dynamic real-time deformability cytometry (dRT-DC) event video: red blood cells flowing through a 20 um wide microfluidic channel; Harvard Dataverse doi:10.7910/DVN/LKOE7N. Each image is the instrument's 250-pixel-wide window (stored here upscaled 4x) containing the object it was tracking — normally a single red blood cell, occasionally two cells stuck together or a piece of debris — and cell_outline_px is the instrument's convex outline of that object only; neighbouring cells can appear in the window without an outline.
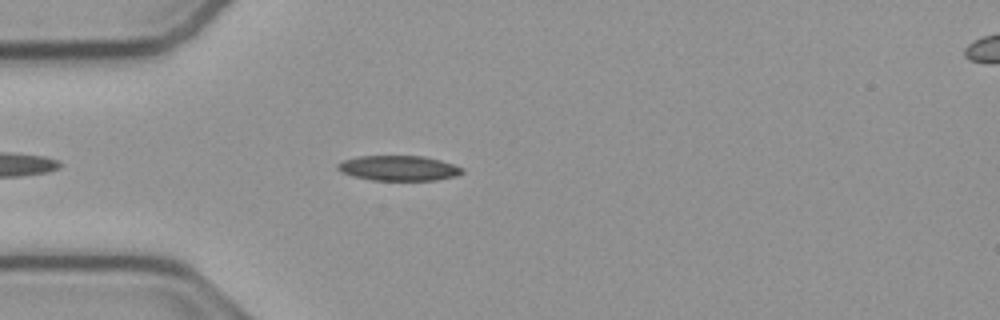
{"species": "common noctule bat (a hibernating species)", "species_latin": "Nyctalus noctula", "temperature_condition": "cold", "stored_images_in_passage": 23, "camera_frame_rate_fps": 3000, "um_per_image_px": 0.085, "animal": {"sex": "male", "body_mass_g": 23.1, "forearm_length_mm": 52.7}, "frame": {"image": 1, "passage_image": 6, "time_ms": 1.667, "image_size_px": [1000, 320], "cell_outline_px": [[464, 172], [456, 176], [436, 180], [372, 180], [352, 176], [340, 172], [336, 168], [336, 164], [344, 160], [356, 156], [424, 156], [440, 160], [464, 168]], "centroid_in_image_um": [33.86, 14.29], "position_along_channel_um": 51.1, "area_um2": 18.32}}
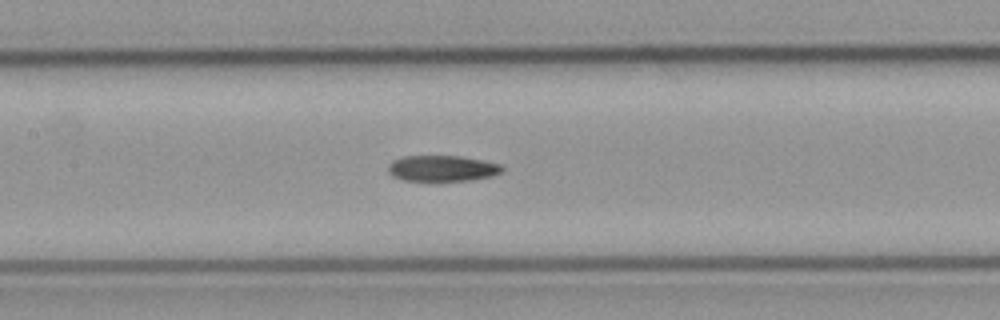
{"frame": {"image": 2, "passage_image": 16, "time_ms": 5.0, "image_size_px": [1000, 320], "cell_outline_px": [[504, 172], [492, 176], [472, 180], [440, 184], [436, 184], [404, 180], [392, 176], [388, 172], [388, 164], [392, 160], [404, 156], [460, 156], [484, 160], [500, 164], [504, 168]], "centroid_in_image_um": [37.59, 14.36], "position_along_channel_um": 169.8, "area_um2": 18.32}}
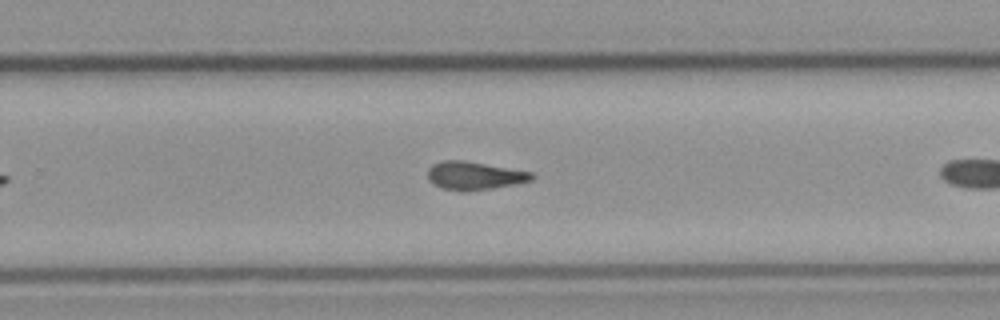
{"frame": {"image": 3, "passage_image": 22, "time_ms": 7.0, "image_size_px": [1000, 320], "cell_outline_px": [[536, 176], [532, 180], [516, 184], [492, 188], [464, 192], [460, 192], [440, 188], [432, 184], [428, 180], [428, 168], [432, 164], [444, 160], [464, 160], [532, 172]], "centroid_in_image_um": [40.29, 14.94], "position_along_channel_um": 289.5, "area_um2": 17.34}}